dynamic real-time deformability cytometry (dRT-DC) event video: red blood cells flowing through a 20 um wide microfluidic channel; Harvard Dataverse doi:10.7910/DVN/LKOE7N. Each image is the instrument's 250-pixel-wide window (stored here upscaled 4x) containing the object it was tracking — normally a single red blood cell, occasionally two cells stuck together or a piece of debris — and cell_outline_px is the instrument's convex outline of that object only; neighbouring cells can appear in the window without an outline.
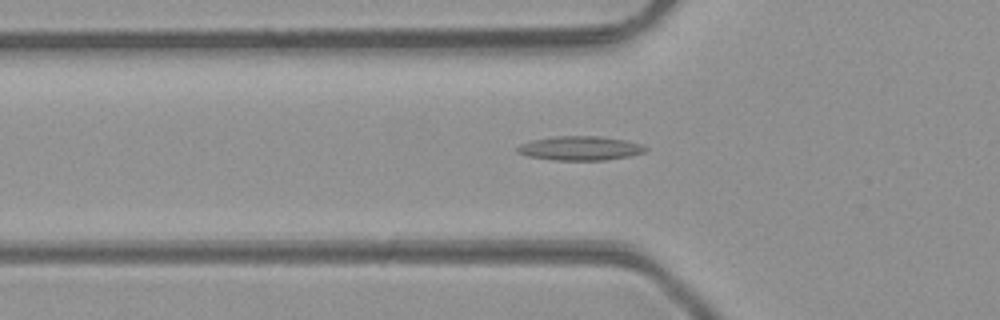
{"species": "common noctule bat (a hibernating species)", "species_latin": "Nyctalus noctula", "temperature_condition": "room temperature", "stored_images_in_passage": 47, "camera_frame_rate_fps": 3000, "um_per_image_px": 0.085, "animal": {"sex": "male", "body_mass_g": 23.1, "forearm_length_mm": 52.7}, "frame": {"image": 1, "passage_image": 16, "time_ms": 5.0, "image_size_px": [1000, 320], "cell_outline_px": [[648, 148], [644, 152], [628, 156], [604, 160], [552, 160], [528, 156], [516, 152], [516, 148], [520, 144], [532, 140], [556, 136], [600, 136], [624, 140], [644, 144]], "centroid_in_image_um": [49.3, 12.6], "position_along_channel_um": 76.5, "area_um2": 18.03}}
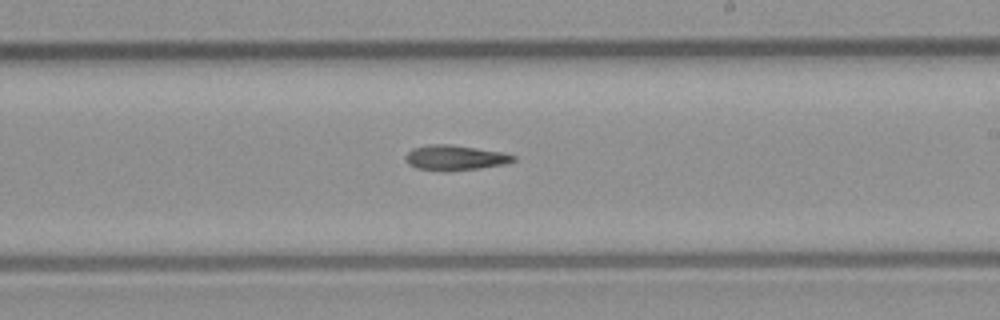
{"frame": {"image": 2, "passage_image": 28, "time_ms": 9.0, "image_size_px": [1000, 320], "cell_outline_px": [[516, 160], [504, 164], [480, 168], [448, 172], [416, 168], [408, 164], [404, 160], [404, 156], [412, 148], [428, 144], [448, 144], [504, 152], [516, 156]], "centroid_in_image_um": [38.65, 13.41], "position_along_channel_um": 250.4, "area_um2": 16.01}}
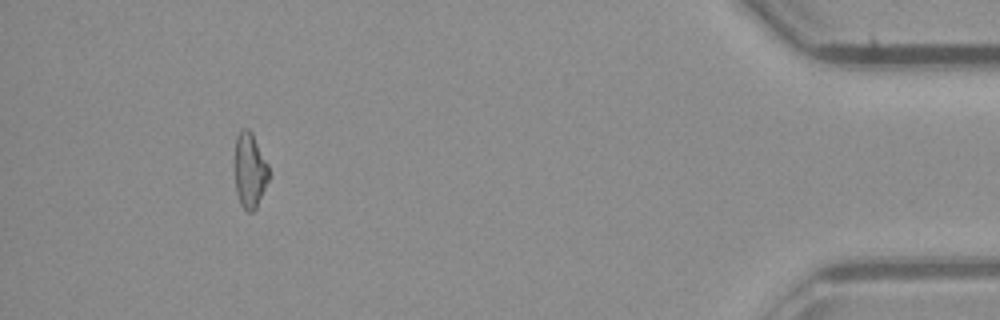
{"frame": {"image": 3, "passage_image": 44, "time_ms": 14.333, "image_size_px": [1000, 320], "cell_outline_px": [[268, 180], [256, 208], [252, 212], [248, 212], [240, 204], [236, 192], [236, 136], [244, 128], [248, 128], [252, 132], [268, 164]], "centroid_in_image_um": [21.24, 14.49], "position_along_channel_um": 414.0, "area_um2": 14.57}}